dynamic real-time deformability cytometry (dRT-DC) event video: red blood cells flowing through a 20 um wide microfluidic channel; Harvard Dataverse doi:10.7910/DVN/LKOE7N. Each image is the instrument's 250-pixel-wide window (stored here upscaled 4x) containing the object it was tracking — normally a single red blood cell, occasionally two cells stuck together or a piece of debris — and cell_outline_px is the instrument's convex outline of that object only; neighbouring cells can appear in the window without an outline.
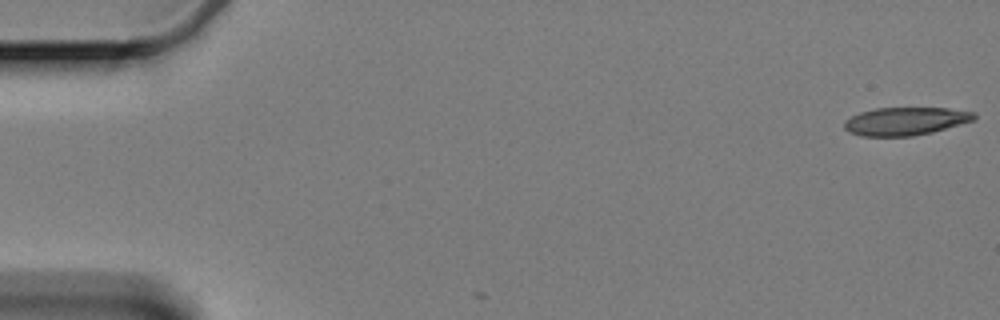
{"species": "Egyptian fruit bat (a non-hibernating species)", "species_latin": "Rousettus aegyptiacus", "temperature_condition": "cold", "stored_images_in_passage": 3, "camera_frame_rate_fps": 3000, "um_per_image_px": 0.085, "animal": {"sex": "female"}, "frame": {"image": 1, "passage_image": 1, "time_ms": 0.0, "image_size_px": [1000, 320], "cell_outline_px": [[976, 120], [932, 132], [912, 136], [860, 136], [844, 128], [844, 120], [860, 112], [876, 108], [948, 108], [976, 112]], "centroid_in_image_um": [77.0, 10.3], "position_along_channel_um": 8.0, "area_um2": 21.21}}